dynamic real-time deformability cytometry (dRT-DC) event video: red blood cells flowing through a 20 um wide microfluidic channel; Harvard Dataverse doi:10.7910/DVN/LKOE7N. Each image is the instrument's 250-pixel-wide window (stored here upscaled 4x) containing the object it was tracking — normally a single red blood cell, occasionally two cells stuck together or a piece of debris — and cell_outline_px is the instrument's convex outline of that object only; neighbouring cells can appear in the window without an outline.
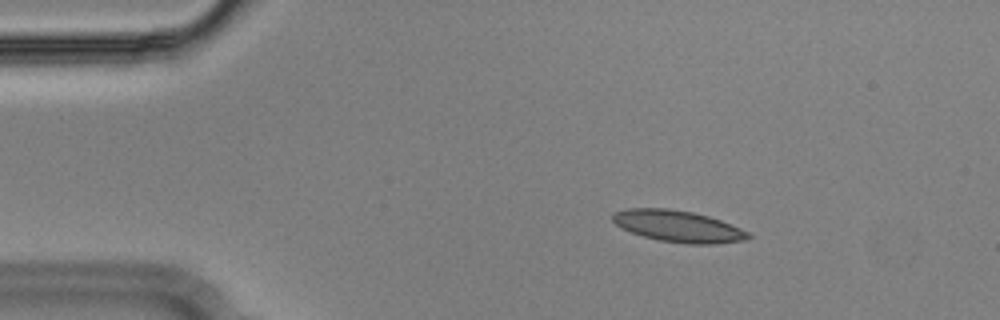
{"species": "Egyptian fruit bat (a non-hibernating species)", "species_latin": "Rousettus aegyptiacus", "temperature_condition": "cold", "stored_images_in_passage": 54, "camera_frame_rate_fps": 3000, "um_per_image_px": 0.085, "animal": {"sex": "male"}, "frame": {"image": 1, "passage_image": 8, "time_ms": 2.333, "image_size_px": [1000, 320], "cell_outline_px": [[752, 236], [748, 240], [716, 244], [688, 244], [660, 240], [644, 236], [632, 232], [616, 224], [612, 220], [612, 216], [616, 212], [628, 208], [668, 208], [692, 212], [708, 216], [720, 220], [740, 228], [748, 232]], "centroid_in_image_um": [57.69, 19.23], "position_along_channel_um": 27.3, "area_um2": 24.74}}
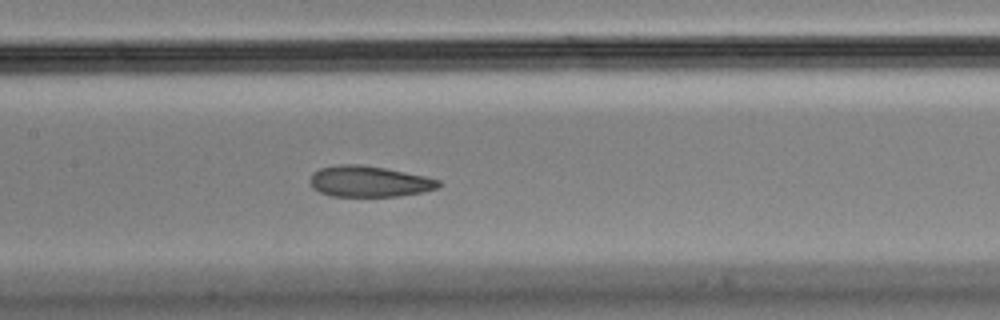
{"frame": {"image": 2, "passage_image": 25, "time_ms": 8.0, "image_size_px": [1000, 320], "cell_outline_px": [[444, 184], [436, 188], [420, 192], [400, 196], [328, 196], [312, 188], [312, 172], [320, 168], [340, 164], [360, 164], [384, 168], [424, 176], [440, 180]], "centroid_in_image_um": [31.37, 15.42], "position_along_channel_um": 176.0, "area_um2": 23.06}}
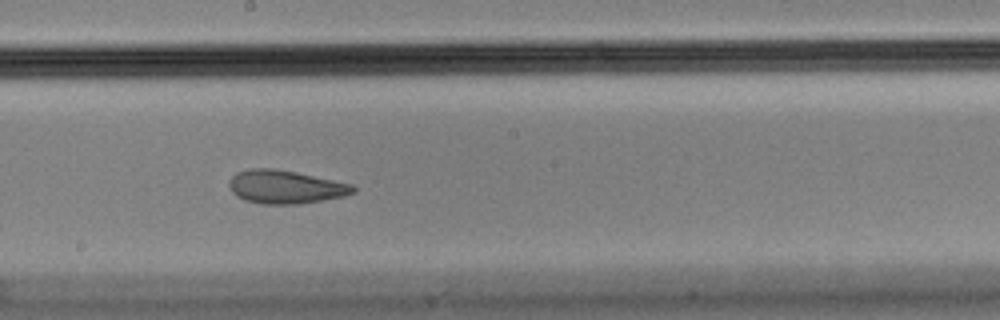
{"frame": {"image": 3, "passage_image": 29, "time_ms": 9.333, "image_size_px": [1000, 320], "cell_outline_px": [[356, 192], [344, 196], [324, 200], [300, 204], [264, 204], [244, 200], [236, 196], [232, 192], [228, 184], [232, 176], [236, 172], [252, 168], [272, 168], [296, 172], [352, 184], [356, 188]], "centroid_in_image_um": [24.26, 15.89], "position_along_channel_um": 223.9, "area_um2": 24.16}, "authors_computed_cell_mechanics": {"area_um2": 24.5361, "velocity_mm_per_s": 3.6055, "shape_relaxation_time_tau1_ms": null, "shape_relaxation_time_tau2_ms": 1.902, "deformation_change_tau1": null, "deformation_change_tau2": 0.0764}}